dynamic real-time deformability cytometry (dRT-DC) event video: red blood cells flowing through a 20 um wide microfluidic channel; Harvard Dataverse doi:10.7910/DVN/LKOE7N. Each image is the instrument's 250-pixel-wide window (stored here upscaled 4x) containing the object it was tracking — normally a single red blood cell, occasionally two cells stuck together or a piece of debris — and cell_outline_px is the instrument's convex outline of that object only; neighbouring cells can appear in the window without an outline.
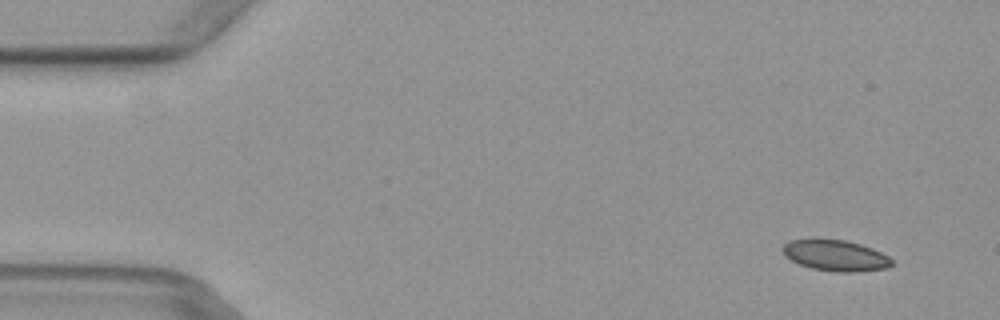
{"species": "common noctule bat (a hibernating species)", "species_latin": "Nyctalus noctula", "temperature_condition": "warm", "stored_images_in_passage": 4, "camera_frame_rate_fps": 3000, "um_per_image_px": 0.085, "animal": {"sex": "female", "body_mass_g": 29.2, "forearm_length_mm": 56.3}, "frame": {"image": 1, "passage_image": 1, "time_ms": 0.0, "image_size_px": [1000, 320], "cell_outline_px": [[892, 264], [888, 268], [856, 272], [836, 272], [812, 268], [800, 264], [784, 256], [780, 248], [788, 240], [812, 236], [820, 236], [848, 240], [872, 248], [888, 256], [892, 260]], "centroid_in_image_um": [70.94, 21.65], "position_along_channel_um": 14.1, "area_um2": 20.58}}